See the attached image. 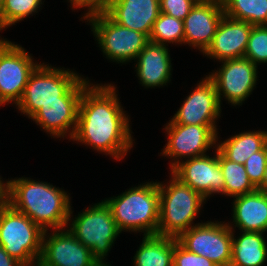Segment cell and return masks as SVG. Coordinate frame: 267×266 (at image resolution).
Listing matches in <instances>:
<instances>
[{
    "instance_id": "obj_8",
    "label": "cell",
    "mask_w": 267,
    "mask_h": 266,
    "mask_svg": "<svg viewBox=\"0 0 267 266\" xmlns=\"http://www.w3.org/2000/svg\"><path fill=\"white\" fill-rule=\"evenodd\" d=\"M104 55L113 62L135 60L149 42V37L113 21L106 13L86 19Z\"/></svg>"
},
{
    "instance_id": "obj_33",
    "label": "cell",
    "mask_w": 267,
    "mask_h": 266,
    "mask_svg": "<svg viewBox=\"0 0 267 266\" xmlns=\"http://www.w3.org/2000/svg\"><path fill=\"white\" fill-rule=\"evenodd\" d=\"M111 0H69L72 8L77 9L79 7H88L87 13L83 16V19H87L93 15L104 14L108 10Z\"/></svg>"
},
{
    "instance_id": "obj_18",
    "label": "cell",
    "mask_w": 267,
    "mask_h": 266,
    "mask_svg": "<svg viewBox=\"0 0 267 266\" xmlns=\"http://www.w3.org/2000/svg\"><path fill=\"white\" fill-rule=\"evenodd\" d=\"M80 100L81 97H61V102L43 105L30 119L53 138H64L69 132L72 139L77 126Z\"/></svg>"
},
{
    "instance_id": "obj_38",
    "label": "cell",
    "mask_w": 267,
    "mask_h": 266,
    "mask_svg": "<svg viewBox=\"0 0 267 266\" xmlns=\"http://www.w3.org/2000/svg\"><path fill=\"white\" fill-rule=\"evenodd\" d=\"M203 1H216L222 3L224 0H203Z\"/></svg>"
},
{
    "instance_id": "obj_39",
    "label": "cell",
    "mask_w": 267,
    "mask_h": 266,
    "mask_svg": "<svg viewBox=\"0 0 267 266\" xmlns=\"http://www.w3.org/2000/svg\"><path fill=\"white\" fill-rule=\"evenodd\" d=\"M4 200V197H0V204H1V202Z\"/></svg>"
},
{
    "instance_id": "obj_13",
    "label": "cell",
    "mask_w": 267,
    "mask_h": 266,
    "mask_svg": "<svg viewBox=\"0 0 267 266\" xmlns=\"http://www.w3.org/2000/svg\"><path fill=\"white\" fill-rule=\"evenodd\" d=\"M47 232L43 235L42 254L38 262L40 265L101 266L92 256L91 250L76 239L69 229H55L50 236H47Z\"/></svg>"
},
{
    "instance_id": "obj_16",
    "label": "cell",
    "mask_w": 267,
    "mask_h": 266,
    "mask_svg": "<svg viewBox=\"0 0 267 266\" xmlns=\"http://www.w3.org/2000/svg\"><path fill=\"white\" fill-rule=\"evenodd\" d=\"M223 4L198 0L184 22V44L205 52L212 43L217 27L224 16Z\"/></svg>"
},
{
    "instance_id": "obj_3",
    "label": "cell",
    "mask_w": 267,
    "mask_h": 266,
    "mask_svg": "<svg viewBox=\"0 0 267 266\" xmlns=\"http://www.w3.org/2000/svg\"><path fill=\"white\" fill-rule=\"evenodd\" d=\"M89 84V80L72 70L39 63L30 74L16 107L31 118L43 105L61 102V97H82V92Z\"/></svg>"
},
{
    "instance_id": "obj_35",
    "label": "cell",
    "mask_w": 267,
    "mask_h": 266,
    "mask_svg": "<svg viewBox=\"0 0 267 266\" xmlns=\"http://www.w3.org/2000/svg\"><path fill=\"white\" fill-rule=\"evenodd\" d=\"M263 191L267 193V166L264 172V178H263Z\"/></svg>"
},
{
    "instance_id": "obj_4",
    "label": "cell",
    "mask_w": 267,
    "mask_h": 266,
    "mask_svg": "<svg viewBox=\"0 0 267 266\" xmlns=\"http://www.w3.org/2000/svg\"><path fill=\"white\" fill-rule=\"evenodd\" d=\"M105 202L121 232L126 230L143 232L144 235L157 234L160 206L158 182L140 184Z\"/></svg>"
},
{
    "instance_id": "obj_11",
    "label": "cell",
    "mask_w": 267,
    "mask_h": 266,
    "mask_svg": "<svg viewBox=\"0 0 267 266\" xmlns=\"http://www.w3.org/2000/svg\"><path fill=\"white\" fill-rule=\"evenodd\" d=\"M216 127V125L167 124L165 130L168 142L161 154L173 157L171 170L181 162L178 159L204 156L208 149L214 144L216 146L218 141Z\"/></svg>"
},
{
    "instance_id": "obj_21",
    "label": "cell",
    "mask_w": 267,
    "mask_h": 266,
    "mask_svg": "<svg viewBox=\"0 0 267 266\" xmlns=\"http://www.w3.org/2000/svg\"><path fill=\"white\" fill-rule=\"evenodd\" d=\"M232 214L233 227L246 232H267V193L257 189L236 196Z\"/></svg>"
},
{
    "instance_id": "obj_22",
    "label": "cell",
    "mask_w": 267,
    "mask_h": 266,
    "mask_svg": "<svg viewBox=\"0 0 267 266\" xmlns=\"http://www.w3.org/2000/svg\"><path fill=\"white\" fill-rule=\"evenodd\" d=\"M233 232L229 266H262L267 260L264 233L241 231V236L235 238Z\"/></svg>"
},
{
    "instance_id": "obj_36",
    "label": "cell",
    "mask_w": 267,
    "mask_h": 266,
    "mask_svg": "<svg viewBox=\"0 0 267 266\" xmlns=\"http://www.w3.org/2000/svg\"><path fill=\"white\" fill-rule=\"evenodd\" d=\"M4 182L0 178V197H4Z\"/></svg>"
},
{
    "instance_id": "obj_7",
    "label": "cell",
    "mask_w": 267,
    "mask_h": 266,
    "mask_svg": "<svg viewBox=\"0 0 267 266\" xmlns=\"http://www.w3.org/2000/svg\"><path fill=\"white\" fill-rule=\"evenodd\" d=\"M86 209L73 219L71 225L67 224L71 227L69 231L91 250L101 266H111L104 262V258L121 231L105 200Z\"/></svg>"
},
{
    "instance_id": "obj_24",
    "label": "cell",
    "mask_w": 267,
    "mask_h": 266,
    "mask_svg": "<svg viewBox=\"0 0 267 266\" xmlns=\"http://www.w3.org/2000/svg\"><path fill=\"white\" fill-rule=\"evenodd\" d=\"M174 237L144 235L134 256V266H173Z\"/></svg>"
},
{
    "instance_id": "obj_28",
    "label": "cell",
    "mask_w": 267,
    "mask_h": 266,
    "mask_svg": "<svg viewBox=\"0 0 267 266\" xmlns=\"http://www.w3.org/2000/svg\"><path fill=\"white\" fill-rule=\"evenodd\" d=\"M40 4L42 0H5L0 11V30L37 12Z\"/></svg>"
},
{
    "instance_id": "obj_2",
    "label": "cell",
    "mask_w": 267,
    "mask_h": 266,
    "mask_svg": "<svg viewBox=\"0 0 267 266\" xmlns=\"http://www.w3.org/2000/svg\"><path fill=\"white\" fill-rule=\"evenodd\" d=\"M4 201L44 231L68 227L71 220L69 195L47 182L25 177L9 180L4 184Z\"/></svg>"
},
{
    "instance_id": "obj_23",
    "label": "cell",
    "mask_w": 267,
    "mask_h": 266,
    "mask_svg": "<svg viewBox=\"0 0 267 266\" xmlns=\"http://www.w3.org/2000/svg\"><path fill=\"white\" fill-rule=\"evenodd\" d=\"M267 144V131H248L231 136L213 146L226 159L243 164L253 153L260 151Z\"/></svg>"
},
{
    "instance_id": "obj_14",
    "label": "cell",
    "mask_w": 267,
    "mask_h": 266,
    "mask_svg": "<svg viewBox=\"0 0 267 266\" xmlns=\"http://www.w3.org/2000/svg\"><path fill=\"white\" fill-rule=\"evenodd\" d=\"M221 103L213 80L206 76L187 96L168 124L216 125Z\"/></svg>"
},
{
    "instance_id": "obj_34",
    "label": "cell",
    "mask_w": 267,
    "mask_h": 266,
    "mask_svg": "<svg viewBox=\"0 0 267 266\" xmlns=\"http://www.w3.org/2000/svg\"><path fill=\"white\" fill-rule=\"evenodd\" d=\"M0 266H24L15 258L11 257L0 245Z\"/></svg>"
},
{
    "instance_id": "obj_31",
    "label": "cell",
    "mask_w": 267,
    "mask_h": 266,
    "mask_svg": "<svg viewBox=\"0 0 267 266\" xmlns=\"http://www.w3.org/2000/svg\"><path fill=\"white\" fill-rule=\"evenodd\" d=\"M173 266H217L213 261L196 253L189 252L175 238Z\"/></svg>"
},
{
    "instance_id": "obj_29",
    "label": "cell",
    "mask_w": 267,
    "mask_h": 266,
    "mask_svg": "<svg viewBox=\"0 0 267 266\" xmlns=\"http://www.w3.org/2000/svg\"><path fill=\"white\" fill-rule=\"evenodd\" d=\"M244 58L255 65L267 63V25H253Z\"/></svg>"
},
{
    "instance_id": "obj_15",
    "label": "cell",
    "mask_w": 267,
    "mask_h": 266,
    "mask_svg": "<svg viewBox=\"0 0 267 266\" xmlns=\"http://www.w3.org/2000/svg\"><path fill=\"white\" fill-rule=\"evenodd\" d=\"M171 171L182 183L190 186L205 199L213 193L224 194L225 181L217 149L213 157L204 155L190 158L178 163Z\"/></svg>"
},
{
    "instance_id": "obj_6",
    "label": "cell",
    "mask_w": 267,
    "mask_h": 266,
    "mask_svg": "<svg viewBox=\"0 0 267 266\" xmlns=\"http://www.w3.org/2000/svg\"><path fill=\"white\" fill-rule=\"evenodd\" d=\"M44 230L4 200L0 204V245L24 266L38 263Z\"/></svg>"
},
{
    "instance_id": "obj_19",
    "label": "cell",
    "mask_w": 267,
    "mask_h": 266,
    "mask_svg": "<svg viewBox=\"0 0 267 266\" xmlns=\"http://www.w3.org/2000/svg\"><path fill=\"white\" fill-rule=\"evenodd\" d=\"M106 14L116 23L149 37L160 4L159 0H111Z\"/></svg>"
},
{
    "instance_id": "obj_5",
    "label": "cell",
    "mask_w": 267,
    "mask_h": 266,
    "mask_svg": "<svg viewBox=\"0 0 267 266\" xmlns=\"http://www.w3.org/2000/svg\"><path fill=\"white\" fill-rule=\"evenodd\" d=\"M169 184L158 182L160 195L157 235L178 238L195 225L193 220L200 213L206 199L171 173ZM205 201V202H204Z\"/></svg>"
},
{
    "instance_id": "obj_1",
    "label": "cell",
    "mask_w": 267,
    "mask_h": 266,
    "mask_svg": "<svg viewBox=\"0 0 267 266\" xmlns=\"http://www.w3.org/2000/svg\"><path fill=\"white\" fill-rule=\"evenodd\" d=\"M92 85L82 92L72 140L121 160L133 147L128 116L114 85Z\"/></svg>"
},
{
    "instance_id": "obj_9",
    "label": "cell",
    "mask_w": 267,
    "mask_h": 266,
    "mask_svg": "<svg viewBox=\"0 0 267 266\" xmlns=\"http://www.w3.org/2000/svg\"><path fill=\"white\" fill-rule=\"evenodd\" d=\"M232 229L229 223L207 221L183 232L177 240L189 252L208 258L217 266H229L232 257Z\"/></svg>"
},
{
    "instance_id": "obj_40",
    "label": "cell",
    "mask_w": 267,
    "mask_h": 266,
    "mask_svg": "<svg viewBox=\"0 0 267 266\" xmlns=\"http://www.w3.org/2000/svg\"><path fill=\"white\" fill-rule=\"evenodd\" d=\"M33 266H42V265H40L39 263H36V264H34Z\"/></svg>"
},
{
    "instance_id": "obj_27",
    "label": "cell",
    "mask_w": 267,
    "mask_h": 266,
    "mask_svg": "<svg viewBox=\"0 0 267 266\" xmlns=\"http://www.w3.org/2000/svg\"><path fill=\"white\" fill-rule=\"evenodd\" d=\"M149 41L166 45V43L184 44V22L160 12L153 23Z\"/></svg>"
},
{
    "instance_id": "obj_25",
    "label": "cell",
    "mask_w": 267,
    "mask_h": 266,
    "mask_svg": "<svg viewBox=\"0 0 267 266\" xmlns=\"http://www.w3.org/2000/svg\"><path fill=\"white\" fill-rule=\"evenodd\" d=\"M218 160L225 181L224 195L234 198L257 190L250 181L243 164L226 159L219 151Z\"/></svg>"
},
{
    "instance_id": "obj_32",
    "label": "cell",
    "mask_w": 267,
    "mask_h": 266,
    "mask_svg": "<svg viewBox=\"0 0 267 266\" xmlns=\"http://www.w3.org/2000/svg\"><path fill=\"white\" fill-rule=\"evenodd\" d=\"M198 0H159L160 12L183 21Z\"/></svg>"
},
{
    "instance_id": "obj_37",
    "label": "cell",
    "mask_w": 267,
    "mask_h": 266,
    "mask_svg": "<svg viewBox=\"0 0 267 266\" xmlns=\"http://www.w3.org/2000/svg\"><path fill=\"white\" fill-rule=\"evenodd\" d=\"M4 1L5 0H0V11H1L2 7H3Z\"/></svg>"
},
{
    "instance_id": "obj_20",
    "label": "cell",
    "mask_w": 267,
    "mask_h": 266,
    "mask_svg": "<svg viewBox=\"0 0 267 266\" xmlns=\"http://www.w3.org/2000/svg\"><path fill=\"white\" fill-rule=\"evenodd\" d=\"M167 45L149 41L138 54L136 72L145 88L166 85L171 77V59Z\"/></svg>"
},
{
    "instance_id": "obj_17",
    "label": "cell",
    "mask_w": 267,
    "mask_h": 266,
    "mask_svg": "<svg viewBox=\"0 0 267 266\" xmlns=\"http://www.w3.org/2000/svg\"><path fill=\"white\" fill-rule=\"evenodd\" d=\"M253 25L227 16L221 19L212 43L203 53L221 61L243 58Z\"/></svg>"
},
{
    "instance_id": "obj_10",
    "label": "cell",
    "mask_w": 267,
    "mask_h": 266,
    "mask_svg": "<svg viewBox=\"0 0 267 266\" xmlns=\"http://www.w3.org/2000/svg\"><path fill=\"white\" fill-rule=\"evenodd\" d=\"M18 44L0 38V102L19 103L30 74L38 66Z\"/></svg>"
},
{
    "instance_id": "obj_30",
    "label": "cell",
    "mask_w": 267,
    "mask_h": 266,
    "mask_svg": "<svg viewBox=\"0 0 267 266\" xmlns=\"http://www.w3.org/2000/svg\"><path fill=\"white\" fill-rule=\"evenodd\" d=\"M244 166L252 184L258 190L263 191V178L267 166V144L260 151L248 157Z\"/></svg>"
},
{
    "instance_id": "obj_26",
    "label": "cell",
    "mask_w": 267,
    "mask_h": 266,
    "mask_svg": "<svg viewBox=\"0 0 267 266\" xmlns=\"http://www.w3.org/2000/svg\"><path fill=\"white\" fill-rule=\"evenodd\" d=\"M225 16L252 25H267V0H224Z\"/></svg>"
},
{
    "instance_id": "obj_12",
    "label": "cell",
    "mask_w": 267,
    "mask_h": 266,
    "mask_svg": "<svg viewBox=\"0 0 267 266\" xmlns=\"http://www.w3.org/2000/svg\"><path fill=\"white\" fill-rule=\"evenodd\" d=\"M222 63L221 69L209 74L216 86L220 103L223 95L232 105H242L257 83L258 66L244 57L224 60Z\"/></svg>"
}]
</instances>
